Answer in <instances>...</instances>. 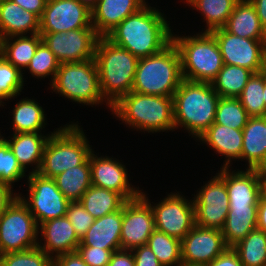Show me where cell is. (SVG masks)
Returning <instances> with one entry per match:
<instances>
[{
    "mask_svg": "<svg viewBox=\"0 0 266 266\" xmlns=\"http://www.w3.org/2000/svg\"><path fill=\"white\" fill-rule=\"evenodd\" d=\"M14 3L35 14L39 19L44 12L47 0H12Z\"/></svg>",
    "mask_w": 266,
    "mask_h": 266,
    "instance_id": "50",
    "label": "cell"
},
{
    "mask_svg": "<svg viewBox=\"0 0 266 266\" xmlns=\"http://www.w3.org/2000/svg\"><path fill=\"white\" fill-rule=\"evenodd\" d=\"M52 90L67 99L86 105L105 102L95 59L79 63H61L51 82Z\"/></svg>",
    "mask_w": 266,
    "mask_h": 266,
    "instance_id": "8",
    "label": "cell"
},
{
    "mask_svg": "<svg viewBox=\"0 0 266 266\" xmlns=\"http://www.w3.org/2000/svg\"><path fill=\"white\" fill-rule=\"evenodd\" d=\"M182 80L180 55L171 42L161 52L138 59L132 91L173 96Z\"/></svg>",
    "mask_w": 266,
    "mask_h": 266,
    "instance_id": "5",
    "label": "cell"
},
{
    "mask_svg": "<svg viewBox=\"0 0 266 266\" xmlns=\"http://www.w3.org/2000/svg\"><path fill=\"white\" fill-rule=\"evenodd\" d=\"M211 33L217 40L224 64L244 67L253 73L261 72L266 40L235 36L224 28L215 29Z\"/></svg>",
    "mask_w": 266,
    "mask_h": 266,
    "instance_id": "16",
    "label": "cell"
},
{
    "mask_svg": "<svg viewBox=\"0 0 266 266\" xmlns=\"http://www.w3.org/2000/svg\"><path fill=\"white\" fill-rule=\"evenodd\" d=\"M147 245L163 266H181V241L155 229L148 239Z\"/></svg>",
    "mask_w": 266,
    "mask_h": 266,
    "instance_id": "36",
    "label": "cell"
},
{
    "mask_svg": "<svg viewBox=\"0 0 266 266\" xmlns=\"http://www.w3.org/2000/svg\"><path fill=\"white\" fill-rule=\"evenodd\" d=\"M249 116L238 98L220 97L214 123L242 130Z\"/></svg>",
    "mask_w": 266,
    "mask_h": 266,
    "instance_id": "38",
    "label": "cell"
},
{
    "mask_svg": "<svg viewBox=\"0 0 266 266\" xmlns=\"http://www.w3.org/2000/svg\"><path fill=\"white\" fill-rule=\"evenodd\" d=\"M94 59L101 92L111 110L112 105L132 91L138 58L106 37H99Z\"/></svg>",
    "mask_w": 266,
    "mask_h": 266,
    "instance_id": "3",
    "label": "cell"
},
{
    "mask_svg": "<svg viewBox=\"0 0 266 266\" xmlns=\"http://www.w3.org/2000/svg\"><path fill=\"white\" fill-rule=\"evenodd\" d=\"M91 152L89 156L91 185L115 191L126 201L136 199L141 195L138 188L129 184L128 172L124 164L114 158L98 157ZM113 159V160H112ZM132 186V187H131Z\"/></svg>",
    "mask_w": 266,
    "mask_h": 266,
    "instance_id": "18",
    "label": "cell"
},
{
    "mask_svg": "<svg viewBox=\"0 0 266 266\" xmlns=\"http://www.w3.org/2000/svg\"><path fill=\"white\" fill-rule=\"evenodd\" d=\"M263 89L264 75L261 72L253 73L238 97L249 117L266 116Z\"/></svg>",
    "mask_w": 266,
    "mask_h": 266,
    "instance_id": "37",
    "label": "cell"
},
{
    "mask_svg": "<svg viewBox=\"0 0 266 266\" xmlns=\"http://www.w3.org/2000/svg\"><path fill=\"white\" fill-rule=\"evenodd\" d=\"M111 111L129 127L154 133L174 130L173 96H157L129 92Z\"/></svg>",
    "mask_w": 266,
    "mask_h": 266,
    "instance_id": "4",
    "label": "cell"
},
{
    "mask_svg": "<svg viewBox=\"0 0 266 266\" xmlns=\"http://www.w3.org/2000/svg\"><path fill=\"white\" fill-rule=\"evenodd\" d=\"M227 32L252 40H266V31L261 25L254 5L249 0H239L223 27Z\"/></svg>",
    "mask_w": 266,
    "mask_h": 266,
    "instance_id": "25",
    "label": "cell"
},
{
    "mask_svg": "<svg viewBox=\"0 0 266 266\" xmlns=\"http://www.w3.org/2000/svg\"><path fill=\"white\" fill-rule=\"evenodd\" d=\"M66 217L69 219L73 229L80 239L86 234L95 221V218L86 211L80 201L69 203Z\"/></svg>",
    "mask_w": 266,
    "mask_h": 266,
    "instance_id": "43",
    "label": "cell"
},
{
    "mask_svg": "<svg viewBox=\"0 0 266 266\" xmlns=\"http://www.w3.org/2000/svg\"><path fill=\"white\" fill-rule=\"evenodd\" d=\"M243 131L241 160L247 169H257L266 160V116L249 117Z\"/></svg>",
    "mask_w": 266,
    "mask_h": 266,
    "instance_id": "27",
    "label": "cell"
},
{
    "mask_svg": "<svg viewBox=\"0 0 266 266\" xmlns=\"http://www.w3.org/2000/svg\"><path fill=\"white\" fill-rule=\"evenodd\" d=\"M141 196L152 208L155 229L166 233L168 236L181 241L195 225L193 200L185 199L178 192L170 193L153 206L144 192H141Z\"/></svg>",
    "mask_w": 266,
    "mask_h": 266,
    "instance_id": "11",
    "label": "cell"
},
{
    "mask_svg": "<svg viewBox=\"0 0 266 266\" xmlns=\"http://www.w3.org/2000/svg\"><path fill=\"white\" fill-rule=\"evenodd\" d=\"M78 124L64 125L51 132L37 172L39 175L54 178L67 169L83 164L89 158L92 146Z\"/></svg>",
    "mask_w": 266,
    "mask_h": 266,
    "instance_id": "6",
    "label": "cell"
},
{
    "mask_svg": "<svg viewBox=\"0 0 266 266\" xmlns=\"http://www.w3.org/2000/svg\"><path fill=\"white\" fill-rule=\"evenodd\" d=\"M120 249H101L92 246H83L81 243L76 251L88 266H108L114 251Z\"/></svg>",
    "mask_w": 266,
    "mask_h": 266,
    "instance_id": "44",
    "label": "cell"
},
{
    "mask_svg": "<svg viewBox=\"0 0 266 266\" xmlns=\"http://www.w3.org/2000/svg\"><path fill=\"white\" fill-rule=\"evenodd\" d=\"M181 266H201V265H181Z\"/></svg>",
    "mask_w": 266,
    "mask_h": 266,
    "instance_id": "58",
    "label": "cell"
},
{
    "mask_svg": "<svg viewBox=\"0 0 266 266\" xmlns=\"http://www.w3.org/2000/svg\"><path fill=\"white\" fill-rule=\"evenodd\" d=\"M239 0H186V3L201 12L206 21L205 32L223 28Z\"/></svg>",
    "mask_w": 266,
    "mask_h": 266,
    "instance_id": "34",
    "label": "cell"
},
{
    "mask_svg": "<svg viewBox=\"0 0 266 266\" xmlns=\"http://www.w3.org/2000/svg\"><path fill=\"white\" fill-rule=\"evenodd\" d=\"M91 27V10L77 0H47L39 19V33H63Z\"/></svg>",
    "mask_w": 266,
    "mask_h": 266,
    "instance_id": "14",
    "label": "cell"
},
{
    "mask_svg": "<svg viewBox=\"0 0 266 266\" xmlns=\"http://www.w3.org/2000/svg\"><path fill=\"white\" fill-rule=\"evenodd\" d=\"M257 208L258 206H229L221 230L228 247H233L257 228Z\"/></svg>",
    "mask_w": 266,
    "mask_h": 266,
    "instance_id": "28",
    "label": "cell"
},
{
    "mask_svg": "<svg viewBox=\"0 0 266 266\" xmlns=\"http://www.w3.org/2000/svg\"><path fill=\"white\" fill-rule=\"evenodd\" d=\"M23 74L0 55V106L4 100L14 98L23 90Z\"/></svg>",
    "mask_w": 266,
    "mask_h": 266,
    "instance_id": "39",
    "label": "cell"
},
{
    "mask_svg": "<svg viewBox=\"0 0 266 266\" xmlns=\"http://www.w3.org/2000/svg\"><path fill=\"white\" fill-rule=\"evenodd\" d=\"M255 7L261 25L266 31V0H249Z\"/></svg>",
    "mask_w": 266,
    "mask_h": 266,
    "instance_id": "52",
    "label": "cell"
},
{
    "mask_svg": "<svg viewBox=\"0 0 266 266\" xmlns=\"http://www.w3.org/2000/svg\"><path fill=\"white\" fill-rule=\"evenodd\" d=\"M257 229L266 233V191L263 192L258 203Z\"/></svg>",
    "mask_w": 266,
    "mask_h": 266,
    "instance_id": "51",
    "label": "cell"
},
{
    "mask_svg": "<svg viewBox=\"0 0 266 266\" xmlns=\"http://www.w3.org/2000/svg\"><path fill=\"white\" fill-rule=\"evenodd\" d=\"M264 191H266V160L257 168Z\"/></svg>",
    "mask_w": 266,
    "mask_h": 266,
    "instance_id": "53",
    "label": "cell"
},
{
    "mask_svg": "<svg viewBox=\"0 0 266 266\" xmlns=\"http://www.w3.org/2000/svg\"><path fill=\"white\" fill-rule=\"evenodd\" d=\"M29 198L18 194L28 207L38 226L45 221L66 216L70 201L58 189L53 178H46L38 173L28 174Z\"/></svg>",
    "mask_w": 266,
    "mask_h": 266,
    "instance_id": "10",
    "label": "cell"
},
{
    "mask_svg": "<svg viewBox=\"0 0 266 266\" xmlns=\"http://www.w3.org/2000/svg\"><path fill=\"white\" fill-rule=\"evenodd\" d=\"M135 266H163L148 245L132 250Z\"/></svg>",
    "mask_w": 266,
    "mask_h": 266,
    "instance_id": "45",
    "label": "cell"
},
{
    "mask_svg": "<svg viewBox=\"0 0 266 266\" xmlns=\"http://www.w3.org/2000/svg\"><path fill=\"white\" fill-rule=\"evenodd\" d=\"M5 141V138L3 137V136H1V133H0V144L2 143V142H4Z\"/></svg>",
    "mask_w": 266,
    "mask_h": 266,
    "instance_id": "57",
    "label": "cell"
},
{
    "mask_svg": "<svg viewBox=\"0 0 266 266\" xmlns=\"http://www.w3.org/2000/svg\"><path fill=\"white\" fill-rule=\"evenodd\" d=\"M44 109L35 99L23 98L13 108V133L41 132L45 128Z\"/></svg>",
    "mask_w": 266,
    "mask_h": 266,
    "instance_id": "32",
    "label": "cell"
},
{
    "mask_svg": "<svg viewBox=\"0 0 266 266\" xmlns=\"http://www.w3.org/2000/svg\"><path fill=\"white\" fill-rule=\"evenodd\" d=\"M252 74L247 68L224 64L211 84L220 97L238 98Z\"/></svg>",
    "mask_w": 266,
    "mask_h": 266,
    "instance_id": "33",
    "label": "cell"
},
{
    "mask_svg": "<svg viewBox=\"0 0 266 266\" xmlns=\"http://www.w3.org/2000/svg\"><path fill=\"white\" fill-rule=\"evenodd\" d=\"M219 98L211 83L183 79L173 95L175 128L197 139L214 123Z\"/></svg>",
    "mask_w": 266,
    "mask_h": 266,
    "instance_id": "2",
    "label": "cell"
},
{
    "mask_svg": "<svg viewBox=\"0 0 266 266\" xmlns=\"http://www.w3.org/2000/svg\"><path fill=\"white\" fill-rule=\"evenodd\" d=\"M25 172L7 142H2L0 144V181L13 187L12 183L17 182L20 178L22 179Z\"/></svg>",
    "mask_w": 266,
    "mask_h": 266,
    "instance_id": "42",
    "label": "cell"
},
{
    "mask_svg": "<svg viewBox=\"0 0 266 266\" xmlns=\"http://www.w3.org/2000/svg\"><path fill=\"white\" fill-rule=\"evenodd\" d=\"M59 65L60 63L54 53L42 41L26 69L33 77L45 78L51 75V81L53 82Z\"/></svg>",
    "mask_w": 266,
    "mask_h": 266,
    "instance_id": "40",
    "label": "cell"
},
{
    "mask_svg": "<svg viewBox=\"0 0 266 266\" xmlns=\"http://www.w3.org/2000/svg\"><path fill=\"white\" fill-rule=\"evenodd\" d=\"M198 140L227 158L222 167L230 168L231 160L241 159L243 131L213 123Z\"/></svg>",
    "mask_w": 266,
    "mask_h": 266,
    "instance_id": "24",
    "label": "cell"
},
{
    "mask_svg": "<svg viewBox=\"0 0 266 266\" xmlns=\"http://www.w3.org/2000/svg\"><path fill=\"white\" fill-rule=\"evenodd\" d=\"M243 266H266V233L255 229L232 247Z\"/></svg>",
    "mask_w": 266,
    "mask_h": 266,
    "instance_id": "35",
    "label": "cell"
},
{
    "mask_svg": "<svg viewBox=\"0 0 266 266\" xmlns=\"http://www.w3.org/2000/svg\"><path fill=\"white\" fill-rule=\"evenodd\" d=\"M122 208L114 213L95 219L81 238L83 246L101 249H121Z\"/></svg>",
    "mask_w": 266,
    "mask_h": 266,
    "instance_id": "23",
    "label": "cell"
},
{
    "mask_svg": "<svg viewBox=\"0 0 266 266\" xmlns=\"http://www.w3.org/2000/svg\"><path fill=\"white\" fill-rule=\"evenodd\" d=\"M108 266H135L132 250L120 249L114 251Z\"/></svg>",
    "mask_w": 266,
    "mask_h": 266,
    "instance_id": "49",
    "label": "cell"
},
{
    "mask_svg": "<svg viewBox=\"0 0 266 266\" xmlns=\"http://www.w3.org/2000/svg\"><path fill=\"white\" fill-rule=\"evenodd\" d=\"M41 42L39 33L3 38L0 39V55L23 72L22 69L27 68Z\"/></svg>",
    "mask_w": 266,
    "mask_h": 266,
    "instance_id": "29",
    "label": "cell"
},
{
    "mask_svg": "<svg viewBox=\"0 0 266 266\" xmlns=\"http://www.w3.org/2000/svg\"><path fill=\"white\" fill-rule=\"evenodd\" d=\"M207 266H243V264L240 261L238 253L232 247H228Z\"/></svg>",
    "mask_w": 266,
    "mask_h": 266,
    "instance_id": "46",
    "label": "cell"
},
{
    "mask_svg": "<svg viewBox=\"0 0 266 266\" xmlns=\"http://www.w3.org/2000/svg\"><path fill=\"white\" fill-rule=\"evenodd\" d=\"M194 195L195 224L222 230L229 211V198L224 179L218 174Z\"/></svg>",
    "mask_w": 266,
    "mask_h": 266,
    "instance_id": "13",
    "label": "cell"
},
{
    "mask_svg": "<svg viewBox=\"0 0 266 266\" xmlns=\"http://www.w3.org/2000/svg\"><path fill=\"white\" fill-rule=\"evenodd\" d=\"M163 15L146 4L126 17L105 37L138 59L157 54L172 42V32Z\"/></svg>",
    "mask_w": 266,
    "mask_h": 266,
    "instance_id": "1",
    "label": "cell"
},
{
    "mask_svg": "<svg viewBox=\"0 0 266 266\" xmlns=\"http://www.w3.org/2000/svg\"><path fill=\"white\" fill-rule=\"evenodd\" d=\"M261 73L266 77V44L263 51L262 70Z\"/></svg>",
    "mask_w": 266,
    "mask_h": 266,
    "instance_id": "55",
    "label": "cell"
},
{
    "mask_svg": "<svg viewBox=\"0 0 266 266\" xmlns=\"http://www.w3.org/2000/svg\"><path fill=\"white\" fill-rule=\"evenodd\" d=\"M263 94H264V102H265V106H266V77L264 76V89H263Z\"/></svg>",
    "mask_w": 266,
    "mask_h": 266,
    "instance_id": "56",
    "label": "cell"
},
{
    "mask_svg": "<svg viewBox=\"0 0 266 266\" xmlns=\"http://www.w3.org/2000/svg\"><path fill=\"white\" fill-rule=\"evenodd\" d=\"M81 4H84L86 7H88L90 10H92L99 0H77Z\"/></svg>",
    "mask_w": 266,
    "mask_h": 266,
    "instance_id": "54",
    "label": "cell"
},
{
    "mask_svg": "<svg viewBox=\"0 0 266 266\" xmlns=\"http://www.w3.org/2000/svg\"><path fill=\"white\" fill-rule=\"evenodd\" d=\"M52 266H88L77 251L59 255L52 259Z\"/></svg>",
    "mask_w": 266,
    "mask_h": 266,
    "instance_id": "47",
    "label": "cell"
},
{
    "mask_svg": "<svg viewBox=\"0 0 266 266\" xmlns=\"http://www.w3.org/2000/svg\"><path fill=\"white\" fill-rule=\"evenodd\" d=\"M227 248L220 230L195 224L181 240L182 265L207 266Z\"/></svg>",
    "mask_w": 266,
    "mask_h": 266,
    "instance_id": "17",
    "label": "cell"
},
{
    "mask_svg": "<svg viewBox=\"0 0 266 266\" xmlns=\"http://www.w3.org/2000/svg\"><path fill=\"white\" fill-rule=\"evenodd\" d=\"M50 134L42 135L40 132L13 133L12 137L5 141L18 160L20 166L26 170L28 165H36L32 173H37L41 166L44 147Z\"/></svg>",
    "mask_w": 266,
    "mask_h": 266,
    "instance_id": "26",
    "label": "cell"
},
{
    "mask_svg": "<svg viewBox=\"0 0 266 266\" xmlns=\"http://www.w3.org/2000/svg\"><path fill=\"white\" fill-rule=\"evenodd\" d=\"M0 266H52V258L37 246L0 255Z\"/></svg>",
    "mask_w": 266,
    "mask_h": 266,
    "instance_id": "41",
    "label": "cell"
},
{
    "mask_svg": "<svg viewBox=\"0 0 266 266\" xmlns=\"http://www.w3.org/2000/svg\"><path fill=\"white\" fill-rule=\"evenodd\" d=\"M218 174L224 179L229 206H258L264 188L257 169L235 172L220 167Z\"/></svg>",
    "mask_w": 266,
    "mask_h": 266,
    "instance_id": "19",
    "label": "cell"
},
{
    "mask_svg": "<svg viewBox=\"0 0 266 266\" xmlns=\"http://www.w3.org/2000/svg\"><path fill=\"white\" fill-rule=\"evenodd\" d=\"M172 42L178 49L183 79L211 83L224 63L217 40L211 32L195 36H175Z\"/></svg>",
    "mask_w": 266,
    "mask_h": 266,
    "instance_id": "7",
    "label": "cell"
},
{
    "mask_svg": "<svg viewBox=\"0 0 266 266\" xmlns=\"http://www.w3.org/2000/svg\"><path fill=\"white\" fill-rule=\"evenodd\" d=\"M39 33V18L12 0L0 1V39Z\"/></svg>",
    "mask_w": 266,
    "mask_h": 266,
    "instance_id": "22",
    "label": "cell"
},
{
    "mask_svg": "<svg viewBox=\"0 0 266 266\" xmlns=\"http://www.w3.org/2000/svg\"><path fill=\"white\" fill-rule=\"evenodd\" d=\"M155 230L154 213L150 204L140 195L122 206L121 249L133 250L147 245Z\"/></svg>",
    "mask_w": 266,
    "mask_h": 266,
    "instance_id": "15",
    "label": "cell"
},
{
    "mask_svg": "<svg viewBox=\"0 0 266 266\" xmlns=\"http://www.w3.org/2000/svg\"><path fill=\"white\" fill-rule=\"evenodd\" d=\"M58 189L70 201H80L91 186L89 158L81 165L67 169L53 178Z\"/></svg>",
    "mask_w": 266,
    "mask_h": 266,
    "instance_id": "31",
    "label": "cell"
},
{
    "mask_svg": "<svg viewBox=\"0 0 266 266\" xmlns=\"http://www.w3.org/2000/svg\"><path fill=\"white\" fill-rule=\"evenodd\" d=\"M38 230L35 218L17 197L0 218V255L37 247Z\"/></svg>",
    "mask_w": 266,
    "mask_h": 266,
    "instance_id": "9",
    "label": "cell"
},
{
    "mask_svg": "<svg viewBox=\"0 0 266 266\" xmlns=\"http://www.w3.org/2000/svg\"><path fill=\"white\" fill-rule=\"evenodd\" d=\"M39 34L60 64L94 59L96 44L100 37L93 26L63 33Z\"/></svg>",
    "mask_w": 266,
    "mask_h": 266,
    "instance_id": "12",
    "label": "cell"
},
{
    "mask_svg": "<svg viewBox=\"0 0 266 266\" xmlns=\"http://www.w3.org/2000/svg\"><path fill=\"white\" fill-rule=\"evenodd\" d=\"M146 4L145 0H99L91 10L92 26L100 37H105L126 17Z\"/></svg>",
    "mask_w": 266,
    "mask_h": 266,
    "instance_id": "21",
    "label": "cell"
},
{
    "mask_svg": "<svg viewBox=\"0 0 266 266\" xmlns=\"http://www.w3.org/2000/svg\"><path fill=\"white\" fill-rule=\"evenodd\" d=\"M80 202L86 211L97 219L120 210L126 200L115 191L91 185L82 195Z\"/></svg>",
    "mask_w": 266,
    "mask_h": 266,
    "instance_id": "30",
    "label": "cell"
},
{
    "mask_svg": "<svg viewBox=\"0 0 266 266\" xmlns=\"http://www.w3.org/2000/svg\"><path fill=\"white\" fill-rule=\"evenodd\" d=\"M12 188L13 187L9 184L0 181V218L3 216L6 209L18 197V194L13 193Z\"/></svg>",
    "mask_w": 266,
    "mask_h": 266,
    "instance_id": "48",
    "label": "cell"
},
{
    "mask_svg": "<svg viewBox=\"0 0 266 266\" xmlns=\"http://www.w3.org/2000/svg\"><path fill=\"white\" fill-rule=\"evenodd\" d=\"M39 229L44 244L38 242V247L52 259L76 251L81 241L66 216L45 221L40 224Z\"/></svg>",
    "mask_w": 266,
    "mask_h": 266,
    "instance_id": "20",
    "label": "cell"
}]
</instances>
